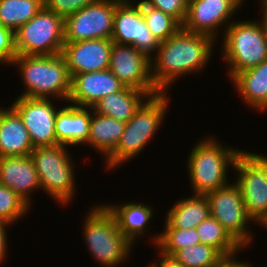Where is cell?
Segmentation results:
<instances>
[{
    "mask_svg": "<svg viewBox=\"0 0 267 267\" xmlns=\"http://www.w3.org/2000/svg\"><path fill=\"white\" fill-rule=\"evenodd\" d=\"M217 41L206 34L179 29L159 48L151 59V77L160 92H169L176 81L201 73L214 54ZM211 59V60H210Z\"/></svg>",
    "mask_w": 267,
    "mask_h": 267,
    "instance_id": "6da1fadb",
    "label": "cell"
},
{
    "mask_svg": "<svg viewBox=\"0 0 267 267\" xmlns=\"http://www.w3.org/2000/svg\"><path fill=\"white\" fill-rule=\"evenodd\" d=\"M170 92H159L149 96L126 122V127L114 151L103 161L105 170H117L144 152L152 142L158 130L165 123V116L170 111ZM115 168V169H114Z\"/></svg>",
    "mask_w": 267,
    "mask_h": 267,
    "instance_id": "7a4b0ae2",
    "label": "cell"
},
{
    "mask_svg": "<svg viewBox=\"0 0 267 267\" xmlns=\"http://www.w3.org/2000/svg\"><path fill=\"white\" fill-rule=\"evenodd\" d=\"M210 135L195 142L187 154L186 167L192 194L205 195L227 186L230 183L228 170L234 168L237 157L243 151Z\"/></svg>",
    "mask_w": 267,
    "mask_h": 267,
    "instance_id": "3957f363",
    "label": "cell"
},
{
    "mask_svg": "<svg viewBox=\"0 0 267 267\" xmlns=\"http://www.w3.org/2000/svg\"><path fill=\"white\" fill-rule=\"evenodd\" d=\"M18 69L23 91L17 95L28 98L57 99L67 103L71 92V76L65 58L55 55H20L9 67ZM63 101V102H62Z\"/></svg>",
    "mask_w": 267,
    "mask_h": 267,
    "instance_id": "277c9868",
    "label": "cell"
},
{
    "mask_svg": "<svg viewBox=\"0 0 267 267\" xmlns=\"http://www.w3.org/2000/svg\"><path fill=\"white\" fill-rule=\"evenodd\" d=\"M89 208L83 215L81 230L91 257L100 267L128 263L135 246L118 229L115 218L101 202Z\"/></svg>",
    "mask_w": 267,
    "mask_h": 267,
    "instance_id": "5b68a950",
    "label": "cell"
},
{
    "mask_svg": "<svg viewBox=\"0 0 267 267\" xmlns=\"http://www.w3.org/2000/svg\"><path fill=\"white\" fill-rule=\"evenodd\" d=\"M219 42L222 60L227 64L229 81L238 73L267 60V31L260 19L235 18Z\"/></svg>",
    "mask_w": 267,
    "mask_h": 267,
    "instance_id": "8992f818",
    "label": "cell"
},
{
    "mask_svg": "<svg viewBox=\"0 0 267 267\" xmlns=\"http://www.w3.org/2000/svg\"><path fill=\"white\" fill-rule=\"evenodd\" d=\"M69 148L65 145L39 147L30 154L41 191L65 208L73 203L78 190L75 176L78 166H75V158H72Z\"/></svg>",
    "mask_w": 267,
    "mask_h": 267,
    "instance_id": "52a82bcc",
    "label": "cell"
},
{
    "mask_svg": "<svg viewBox=\"0 0 267 267\" xmlns=\"http://www.w3.org/2000/svg\"><path fill=\"white\" fill-rule=\"evenodd\" d=\"M245 209L253 222L262 227L267 222V156L244 150L232 169Z\"/></svg>",
    "mask_w": 267,
    "mask_h": 267,
    "instance_id": "ba28073f",
    "label": "cell"
},
{
    "mask_svg": "<svg viewBox=\"0 0 267 267\" xmlns=\"http://www.w3.org/2000/svg\"><path fill=\"white\" fill-rule=\"evenodd\" d=\"M17 56L61 54L64 45V18L43 7L14 32Z\"/></svg>",
    "mask_w": 267,
    "mask_h": 267,
    "instance_id": "9c48e42d",
    "label": "cell"
},
{
    "mask_svg": "<svg viewBox=\"0 0 267 267\" xmlns=\"http://www.w3.org/2000/svg\"><path fill=\"white\" fill-rule=\"evenodd\" d=\"M205 196L209 202L210 216L215 218L242 248L250 249L256 236L249 224H256L246 212L239 187L232 181Z\"/></svg>",
    "mask_w": 267,
    "mask_h": 267,
    "instance_id": "30bf717a",
    "label": "cell"
},
{
    "mask_svg": "<svg viewBox=\"0 0 267 267\" xmlns=\"http://www.w3.org/2000/svg\"><path fill=\"white\" fill-rule=\"evenodd\" d=\"M121 0H98L64 18V43L111 39L113 18Z\"/></svg>",
    "mask_w": 267,
    "mask_h": 267,
    "instance_id": "8fae6325",
    "label": "cell"
},
{
    "mask_svg": "<svg viewBox=\"0 0 267 267\" xmlns=\"http://www.w3.org/2000/svg\"><path fill=\"white\" fill-rule=\"evenodd\" d=\"M246 1L189 0L182 28L186 31L209 35L218 42L225 29L235 20L234 15L236 17V13L245 6ZM219 34L222 35L219 36Z\"/></svg>",
    "mask_w": 267,
    "mask_h": 267,
    "instance_id": "7c38bea8",
    "label": "cell"
},
{
    "mask_svg": "<svg viewBox=\"0 0 267 267\" xmlns=\"http://www.w3.org/2000/svg\"><path fill=\"white\" fill-rule=\"evenodd\" d=\"M111 40L117 44L134 46L149 58L156 53L160 42L146 25L142 0H121L117 4Z\"/></svg>",
    "mask_w": 267,
    "mask_h": 267,
    "instance_id": "4fadbf2b",
    "label": "cell"
},
{
    "mask_svg": "<svg viewBox=\"0 0 267 267\" xmlns=\"http://www.w3.org/2000/svg\"><path fill=\"white\" fill-rule=\"evenodd\" d=\"M55 100V101H54ZM57 99L17 96L11 106L18 112L27 128L34 148L57 145L55 120L63 106Z\"/></svg>",
    "mask_w": 267,
    "mask_h": 267,
    "instance_id": "5bb4252c",
    "label": "cell"
},
{
    "mask_svg": "<svg viewBox=\"0 0 267 267\" xmlns=\"http://www.w3.org/2000/svg\"><path fill=\"white\" fill-rule=\"evenodd\" d=\"M109 70L125 87L144 91L149 96L160 92L151 77V59L134 46L113 42Z\"/></svg>",
    "mask_w": 267,
    "mask_h": 267,
    "instance_id": "9a60e30c",
    "label": "cell"
},
{
    "mask_svg": "<svg viewBox=\"0 0 267 267\" xmlns=\"http://www.w3.org/2000/svg\"><path fill=\"white\" fill-rule=\"evenodd\" d=\"M102 204L115 218L118 229L134 246H136L140 238L146 237V234L148 235L147 238L152 236L150 238V244L157 245L160 232L155 235H151V232H148L150 221L154 218V206L149 205V203L146 205L145 202L134 200L126 203L124 201L121 203H112V201L103 203L102 200Z\"/></svg>",
    "mask_w": 267,
    "mask_h": 267,
    "instance_id": "2e32d148",
    "label": "cell"
},
{
    "mask_svg": "<svg viewBox=\"0 0 267 267\" xmlns=\"http://www.w3.org/2000/svg\"><path fill=\"white\" fill-rule=\"evenodd\" d=\"M111 39H90L64 43L61 55L65 58L70 76L109 69Z\"/></svg>",
    "mask_w": 267,
    "mask_h": 267,
    "instance_id": "e0dca14e",
    "label": "cell"
},
{
    "mask_svg": "<svg viewBox=\"0 0 267 267\" xmlns=\"http://www.w3.org/2000/svg\"><path fill=\"white\" fill-rule=\"evenodd\" d=\"M124 88L125 85L109 69L76 74L71 77V92L67 103L93 107L104 96Z\"/></svg>",
    "mask_w": 267,
    "mask_h": 267,
    "instance_id": "ac0fdd59",
    "label": "cell"
},
{
    "mask_svg": "<svg viewBox=\"0 0 267 267\" xmlns=\"http://www.w3.org/2000/svg\"><path fill=\"white\" fill-rule=\"evenodd\" d=\"M0 184L12 189L32 207L31 198L34 191L40 192L41 186L30 155L0 157Z\"/></svg>",
    "mask_w": 267,
    "mask_h": 267,
    "instance_id": "d6986e66",
    "label": "cell"
},
{
    "mask_svg": "<svg viewBox=\"0 0 267 267\" xmlns=\"http://www.w3.org/2000/svg\"><path fill=\"white\" fill-rule=\"evenodd\" d=\"M92 107H79L65 103L57 112L55 133L57 145L87 147Z\"/></svg>",
    "mask_w": 267,
    "mask_h": 267,
    "instance_id": "ffe728a7",
    "label": "cell"
},
{
    "mask_svg": "<svg viewBox=\"0 0 267 267\" xmlns=\"http://www.w3.org/2000/svg\"><path fill=\"white\" fill-rule=\"evenodd\" d=\"M34 149L27 128L18 112L4 106L0 112V157L27 156Z\"/></svg>",
    "mask_w": 267,
    "mask_h": 267,
    "instance_id": "44dd1931",
    "label": "cell"
},
{
    "mask_svg": "<svg viewBox=\"0 0 267 267\" xmlns=\"http://www.w3.org/2000/svg\"><path fill=\"white\" fill-rule=\"evenodd\" d=\"M239 98L249 109L267 112V60L238 73L231 81Z\"/></svg>",
    "mask_w": 267,
    "mask_h": 267,
    "instance_id": "7402d4cb",
    "label": "cell"
},
{
    "mask_svg": "<svg viewBox=\"0 0 267 267\" xmlns=\"http://www.w3.org/2000/svg\"><path fill=\"white\" fill-rule=\"evenodd\" d=\"M178 198L167 209L163 228H195L210 216L209 202L205 195L192 194Z\"/></svg>",
    "mask_w": 267,
    "mask_h": 267,
    "instance_id": "603a6c76",
    "label": "cell"
},
{
    "mask_svg": "<svg viewBox=\"0 0 267 267\" xmlns=\"http://www.w3.org/2000/svg\"><path fill=\"white\" fill-rule=\"evenodd\" d=\"M125 127V122L98 114L92 109L87 147L100 153L105 160L117 147Z\"/></svg>",
    "mask_w": 267,
    "mask_h": 267,
    "instance_id": "cb8c5ba5",
    "label": "cell"
},
{
    "mask_svg": "<svg viewBox=\"0 0 267 267\" xmlns=\"http://www.w3.org/2000/svg\"><path fill=\"white\" fill-rule=\"evenodd\" d=\"M149 95L138 89L125 87L109 94L93 105L94 112L110 116L122 122H128Z\"/></svg>",
    "mask_w": 267,
    "mask_h": 267,
    "instance_id": "d4e9b609",
    "label": "cell"
},
{
    "mask_svg": "<svg viewBox=\"0 0 267 267\" xmlns=\"http://www.w3.org/2000/svg\"><path fill=\"white\" fill-rule=\"evenodd\" d=\"M43 7V0H0V26L15 32Z\"/></svg>",
    "mask_w": 267,
    "mask_h": 267,
    "instance_id": "484cf974",
    "label": "cell"
},
{
    "mask_svg": "<svg viewBox=\"0 0 267 267\" xmlns=\"http://www.w3.org/2000/svg\"><path fill=\"white\" fill-rule=\"evenodd\" d=\"M195 229L202 244L214 247L223 256L234 254L242 249L224 227L211 216L196 226Z\"/></svg>",
    "mask_w": 267,
    "mask_h": 267,
    "instance_id": "4316f807",
    "label": "cell"
},
{
    "mask_svg": "<svg viewBox=\"0 0 267 267\" xmlns=\"http://www.w3.org/2000/svg\"><path fill=\"white\" fill-rule=\"evenodd\" d=\"M142 12L148 29L159 42L166 41L182 28V25L174 17L143 1Z\"/></svg>",
    "mask_w": 267,
    "mask_h": 267,
    "instance_id": "83f0119b",
    "label": "cell"
},
{
    "mask_svg": "<svg viewBox=\"0 0 267 267\" xmlns=\"http://www.w3.org/2000/svg\"><path fill=\"white\" fill-rule=\"evenodd\" d=\"M201 243L195 228H163L155 246L160 252L173 256L178 250Z\"/></svg>",
    "mask_w": 267,
    "mask_h": 267,
    "instance_id": "f1b7e54d",
    "label": "cell"
},
{
    "mask_svg": "<svg viewBox=\"0 0 267 267\" xmlns=\"http://www.w3.org/2000/svg\"><path fill=\"white\" fill-rule=\"evenodd\" d=\"M184 267H212L223 255L202 243L178 250L174 255Z\"/></svg>",
    "mask_w": 267,
    "mask_h": 267,
    "instance_id": "f546056e",
    "label": "cell"
},
{
    "mask_svg": "<svg viewBox=\"0 0 267 267\" xmlns=\"http://www.w3.org/2000/svg\"><path fill=\"white\" fill-rule=\"evenodd\" d=\"M31 209L12 189L0 184V220L14 226Z\"/></svg>",
    "mask_w": 267,
    "mask_h": 267,
    "instance_id": "4dcf8cb0",
    "label": "cell"
},
{
    "mask_svg": "<svg viewBox=\"0 0 267 267\" xmlns=\"http://www.w3.org/2000/svg\"><path fill=\"white\" fill-rule=\"evenodd\" d=\"M147 5L174 17L181 25L184 23L189 0H142Z\"/></svg>",
    "mask_w": 267,
    "mask_h": 267,
    "instance_id": "1f68e13d",
    "label": "cell"
},
{
    "mask_svg": "<svg viewBox=\"0 0 267 267\" xmlns=\"http://www.w3.org/2000/svg\"><path fill=\"white\" fill-rule=\"evenodd\" d=\"M44 7L51 12L66 18L84 7L96 3L98 0H43Z\"/></svg>",
    "mask_w": 267,
    "mask_h": 267,
    "instance_id": "d6a6232c",
    "label": "cell"
},
{
    "mask_svg": "<svg viewBox=\"0 0 267 267\" xmlns=\"http://www.w3.org/2000/svg\"><path fill=\"white\" fill-rule=\"evenodd\" d=\"M16 57L14 32L0 26V64L9 67Z\"/></svg>",
    "mask_w": 267,
    "mask_h": 267,
    "instance_id": "836d02e7",
    "label": "cell"
},
{
    "mask_svg": "<svg viewBox=\"0 0 267 267\" xmlns=\"http://www.w3.org/2000/svg\"><path fill=\"white\" fill-rule=\"evenodd\" d=\"M13 225L6 223L2 220H0V265H2V263L6 262L5 260L8 258V238H9V233L7 232L8 228H11Z\"/></svg>",
    "mask_w": 267,
    "mask_h": 267,
    "instance_id": "e575fe53",
    "label": "cell"
},
{
    "mask_svg": "<svg viewBox=\"0 0 267 267\" xmlns=\"http://www.w3.org/2000/svg\"><path fill=\"white\" fill-rule=\"evenodd\" d=\"M247 251V249L242 248L239 252L231 255L222 256L212 267H246L248 264L244 259L240 260L237 255H241V252ZM238 257V258H237ZM238 259V260H237ZM240 260V261H239Z\"/></svg>",
    "mask_w": 267,
    "mask_h": 267,
    "instance_id": "d590c367",
    "label": "cell"
},
{
    "mask_svg": "<svg viewBox=\"0 0 267 267\" xmlns=\"http://www.w3.org/2000/svg\"><path fill=\"white\" fill-rule=\"evenodd\" d=\"M157 250V258L156 260L150 264V267H184L174 256L166 255L160 252L156 247L154 248ZM160 260V261H159Z\"/></svg>",
    "mask_w": 267,
    "mask_h": 267,
    "instance_id": "8d00e7d4",
    "label": "cell"
},
{
    "mask_svg": "<svg viewBox=\"0 0 267 267\" xmlns=\"http://www.w3.org/2000/svg\"><path fill=\"white\" fill-rule=\"evenodd\" d=\"M259 3L257 2V4H259V8H260V12L259 14H261L260 16V20L262 22V24L264 25V28L267 31V0H258Z\"/></svg>",
    "mask_w": 267,
    "mask_h": 267,
    "instance_id": "74e56055",
    "label": "cell"
},
{
    "mask_svg": "<svg viewBox=\"0 0 267 267\" xmlns=\"http://www.w3.org/2000/svg\"><path fill=\"white\" fill-rule=\"evenodd\" d=\"M262 227H264V229H267V222Z\"/></svg>",
    "mask_w": 267,
    "mask_h": 267,
    "instance_id": "f35d334b",
    "label": "cell"
}]
</instances>
